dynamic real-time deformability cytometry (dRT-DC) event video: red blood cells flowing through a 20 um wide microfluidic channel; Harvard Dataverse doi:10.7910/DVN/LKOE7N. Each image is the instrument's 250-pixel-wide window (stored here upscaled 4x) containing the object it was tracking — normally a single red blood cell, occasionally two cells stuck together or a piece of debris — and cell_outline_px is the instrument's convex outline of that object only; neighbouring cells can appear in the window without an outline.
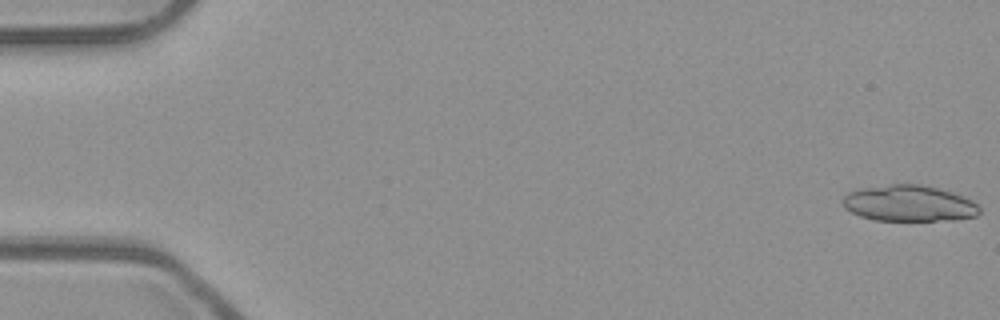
{"species": "common noctule bat (a hibernating species)", "species_latin": "Nyctalus noctula", "temperature_condition": "room temperature", "stored_images_in_passage": 21, "camera_frame_rate_fps": 3000, "um_per_image_px": 0.085, "animal": {"sex": "male", "body_mass_g": 23.1, "forearm_length_mm": 52.7}, "frame": {"image": 1, "passage_image": 1, "time_ms": 0.0, "image_size_px": [1000, 320], "cell_outline_px": [[980, 212], [976, 216], [956, 220], [876, 220], [860, 216], [844, 208], [840, 200], [848, 192], [860, 188], [892, 184], [920, 184], [952, 192], [972, 200], [980, 208]], "centroid_in_image_um": [77.24, 17.28], "position_along_channel_um": 7.8, "area_um2": 28.84}}